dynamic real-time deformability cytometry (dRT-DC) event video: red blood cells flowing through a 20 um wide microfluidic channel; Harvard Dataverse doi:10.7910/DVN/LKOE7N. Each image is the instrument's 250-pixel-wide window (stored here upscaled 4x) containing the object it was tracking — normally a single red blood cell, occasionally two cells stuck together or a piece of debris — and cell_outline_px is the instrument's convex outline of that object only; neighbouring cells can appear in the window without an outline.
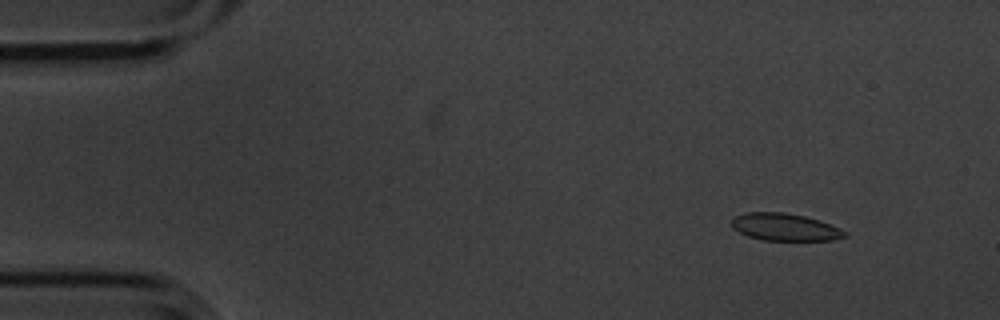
{"species": "common noctule bat (a hibernating species)", "species_latin": "Nyctalus noctula", "temperature_condition": "cold", "stored_images_in_passage": 5, "camera_frame_rate_fps": 3000, "um_per_image_px": 0.085, "animal": {"sex": "male", "body_mass_g": 20.1, "forearm_length_mm": 53.5}, "frame": {"image": 1, "passage_image": 2, "time_ms": 0.333, "image_size_px": [1000, 320], "cell_outline_px": [[848, 236], [832, 240], [764, 240], [748, 236], [732, 228], [732, 220], [736, 216], [744, 212], [784, 212], [804, 216], [840, 228], [848, 232]], "centroid_in_image_um": [66.71, 19.3], "position_along_channel_um": 18.3, "area_um2": 17.86}}
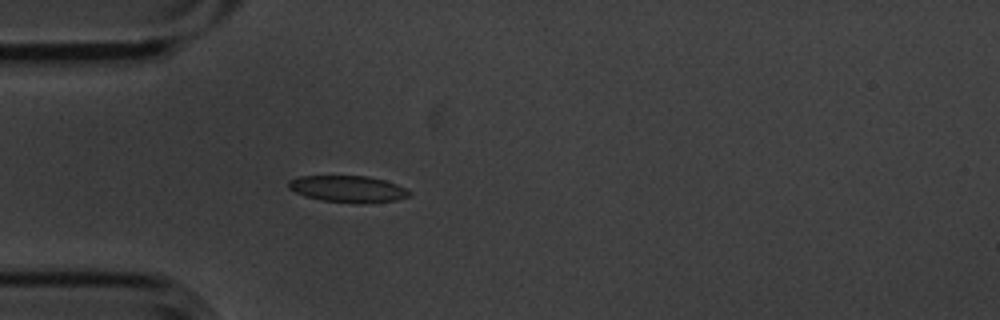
{"frame": {"image": 2, "passage_image": 5, "time_ms": 1.333, "image_size_px": [1000, 320], "cell_outline_px": [[412, 192], [408, 196], [396, 200], [364, 204], [320, 200], [304, 196], [288, 188], [288, 180], [300, 176], [368, 176], [384, 180], [408, 188]], "centroid_in_image_um": [29.59, 16.06], "position_along_channel_um": 55.4, "area_um2": 18.9}}